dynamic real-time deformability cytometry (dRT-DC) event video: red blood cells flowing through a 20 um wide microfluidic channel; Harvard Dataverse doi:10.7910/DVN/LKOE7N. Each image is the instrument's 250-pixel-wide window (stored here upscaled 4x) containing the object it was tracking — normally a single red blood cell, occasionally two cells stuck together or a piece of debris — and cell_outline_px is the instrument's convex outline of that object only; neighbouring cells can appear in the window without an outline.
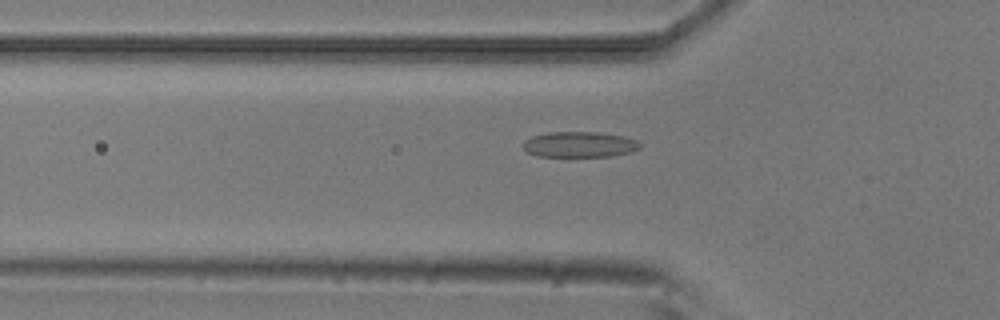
{"species": "common noctule bat (a hibernating species)", "species_latin": "Nyctalus noctula", "temperature_condition": "room temperature", "stored_images_in_passage": 32, "camera_frame_rate_fps": 3000, "um_per_image_px": 0.085, "animal": {"sex": "male", "body_mass_g": 20.5, "forearm_length_mm": 52.5}, "frame": {"image": 1, "passage_image": 3, "time_ms": 0.667, "image_size_px": [1000, 320], "cell_outline_px": [[640, 148], [628, 152], [612, 156], [536, 156], [528, 152], [524, 148], [524, 140], [532, 136], [548, 132], [596, 132], [624, 136], [636, 140], [640, 144]], "centroid_in_image_um": [49.24, 12.27], "position_along_channel_um": 76.6, "area_um2": 17.28}}
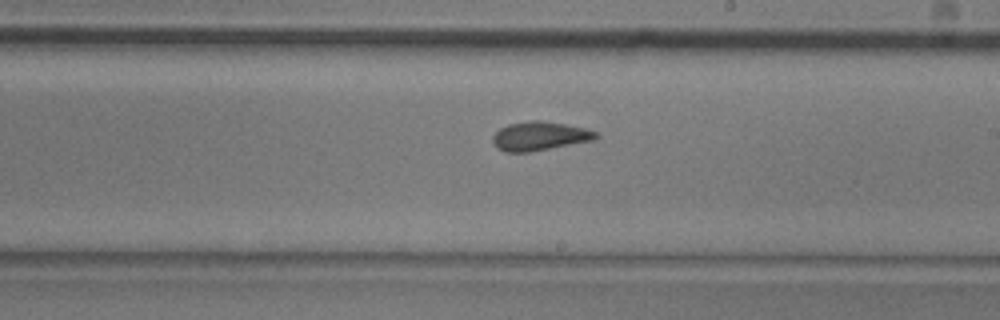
{"frame": {"image": 2, "passage_image": 16, "time_ms": 5.0, "image_size_px": [1000, 320], "cell_outline_px": [[600, 136], [592, 140], [532, 152], [504, 152], [496, 148], [492, 140], [492, 136], [500, 128], [508, 124], [528, 120], [540, 120], [564, 124], [584, 128], [596, 132]], "centroid_in_image_um": [45.82, 11.57], "position_along_channel_um": 243.2, "area_um2": 17.4}}
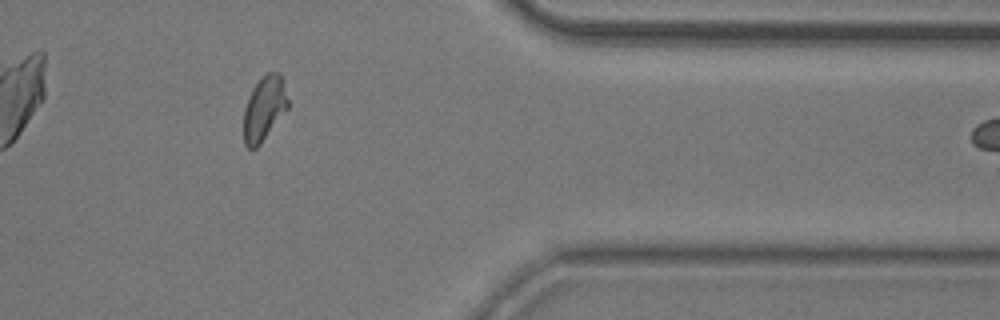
{"frame": {"image": 3, "passage_image": 29, "time_ms": 9.333, "image_size_px": [1000, 320], "cell_outline_px": [[288, 108], [260, 144], [256, 148], [248, 148], [244, 144], [244, 108], [252, 88], [260, 76], [268, 72], [280, 72], [288, 100]], "centroid_in_image_um": [22.45, 9.19], "position_along_channel_um": 389.0, "area_um2": 16.59}}